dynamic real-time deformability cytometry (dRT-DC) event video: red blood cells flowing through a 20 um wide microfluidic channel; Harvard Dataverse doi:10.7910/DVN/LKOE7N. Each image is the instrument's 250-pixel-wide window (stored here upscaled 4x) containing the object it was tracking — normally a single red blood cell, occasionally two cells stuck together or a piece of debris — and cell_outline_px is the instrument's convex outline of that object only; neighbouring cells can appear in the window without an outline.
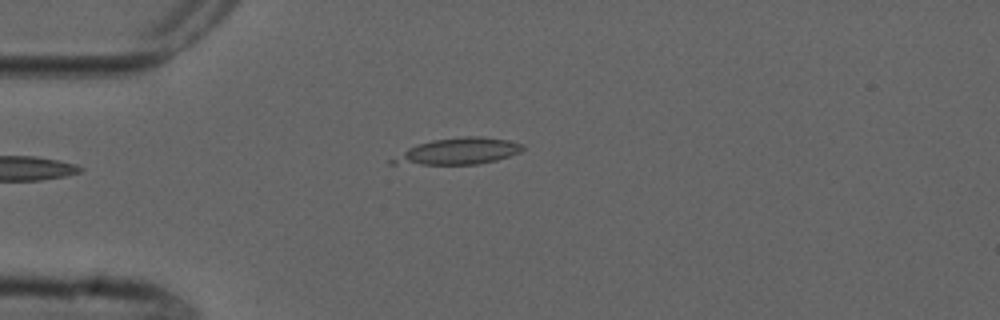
{"species": "common noctule bat (a hibernating species)", "species_latin": "Nyctalus noctula", "temperature_condition": "cold", "stored_images_in_passage": 3, "camera_frame_rate_fps": 3000, "um_per_image_px": 0.085, "animal": {"sex": "male", "forearm_length_mm": 52.5}, "frame": {"image": 1, "passage_image": 1, "time_ms": 0.0, "image_size_px": [1000, 320], "cell_outline_px": [[524, 148], [520, 152], [496, 160], [480, 164], [388, 164], [388, 160], [408, 148], [416, 144], [432, 140], [464, 136], [480, 136], [508, 140], [524, 144]], "centroid_in_image_um": [38.93, 12.85], "position_along_channel_um": 46.1, "area_um2": 20.06}}
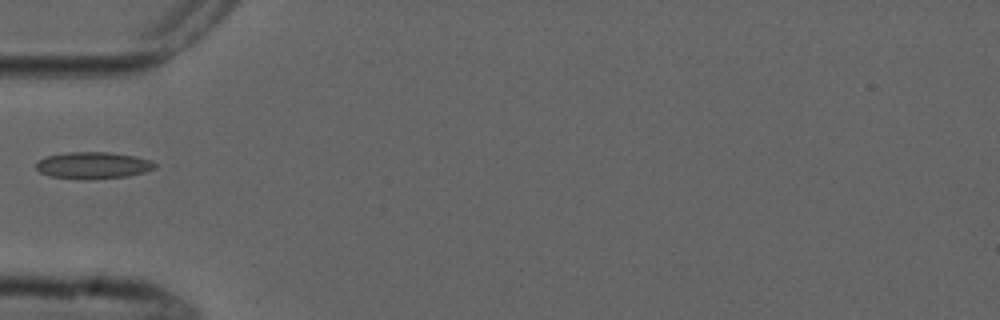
{"frame": {"image": 2, "passage_image": 2, "time_ms": 1.333, "image_size_px": [1000, 320], "cell_outline_px": [[160, 164], [156, 168], [144, 172], [128, 176], [88, 180], [84, 180], [52, 176], [40, 172], [36, 168], [36, 164], [40, 160], [48, 156], [64, 152], [108, 152], [136, 156], [152, 160]], "centroid_in_image_um": [7.98, 14.05], "position_along_channel_um": 77.0, "area_um2": 18.73}}
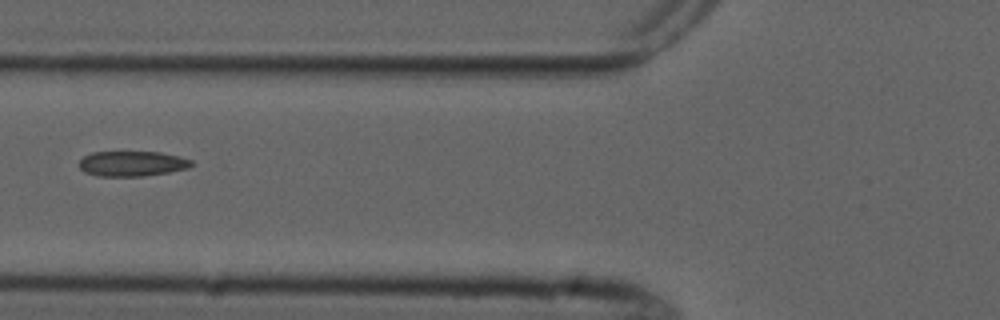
{"frame": {"image": 3, "passage_image": 3, "time_ms": 2.333, "image_size_px": [1000, 320], "cell_outline_px": [[196, 164], [188, 168], [168, 172], [144, 176], [96, 176], [84, 172], [76, 164], [84, 156], [92, 152], [160, 152], [192, 160]], "centroid_in_image_um": [11.2, 13.91], "position_along_channel_um": 114.6, "area_um2": 16.59}}